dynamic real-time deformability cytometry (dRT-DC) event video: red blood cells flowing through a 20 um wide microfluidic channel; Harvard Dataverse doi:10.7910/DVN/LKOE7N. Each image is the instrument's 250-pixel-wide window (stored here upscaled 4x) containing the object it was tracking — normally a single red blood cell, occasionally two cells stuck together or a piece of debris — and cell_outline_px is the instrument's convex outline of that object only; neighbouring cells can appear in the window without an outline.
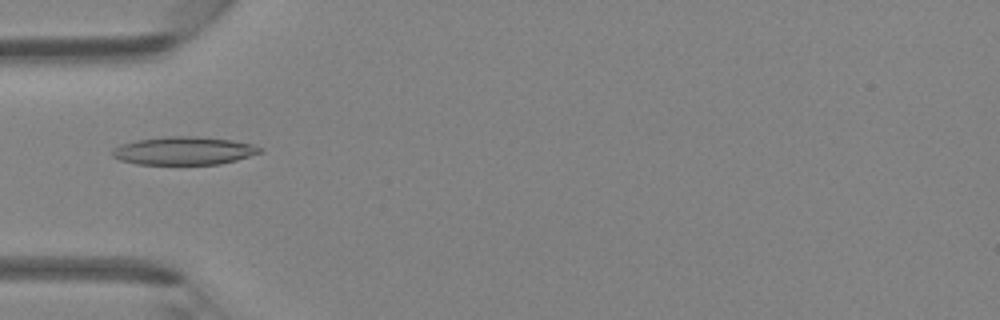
{"species": "Egyptian fruit bat (a non-hibernating species)", "species_latin": "Rousettus aegyptiacus", "temperature_condition": "room temperature", "stored_images_in_passage": 46, "camera_frame_rate_fps": 3000, "um_per_image_px": 0.085, "animal": {"sex": "female"}, "frame": {"image": 1, "passage_image": 15, "time_ms": 4.667, "image_size_px": [1000, 320], "cell_outline_px": [[264, 152], [236, 160], [220, 164], [136, 164], [120, 160], [112, 156], [112, 148], [120, 144], [136, 140], [168, 136], [192, 136], [232, 140], [252, 144], [264, 148]], "centroid_in_image_um": [15.64, 12.81], "position_along_channel_um": 69.4, "area_um2": 24.28}}
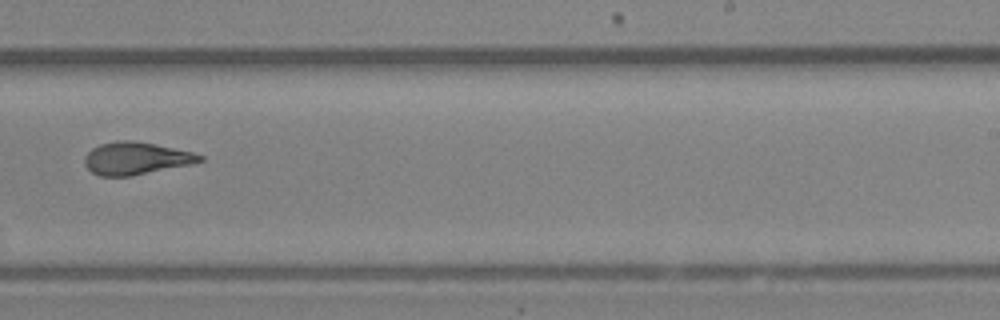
{"frame": {"image": 2, "passage_image": 29, "time_ms": 9.333, "image_size_px": [1000, 320], "cell_outline_px": [[204, 160], [188, 164], [132, 176], [100, 176], [92, 172], [84, 164], [84, 156], [92, 148], [100, 144], [116, 140], [132, 140], [192, 152], [204, 156]], "centroid_in_image_um": [11.5, 13.46], "position_along_channel_um": 277.5, "area_um2": 21.5}}
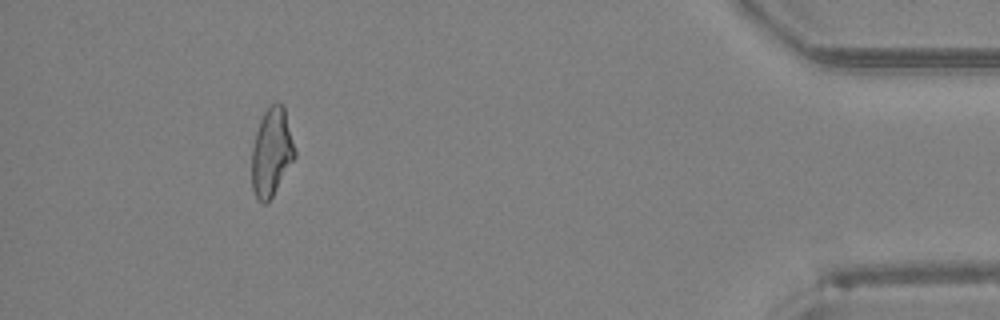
{"frame": {"image": 3, "passage_image": 42, "time_ms": 13.667, "image_size_px": [1000, 320], "cell_outline_px": [[296, 156], [272, 196], [264, 204], [260, 204], [256, 200], [252, 188], [252, 148], [256, 132], [260, 120], [264, 112], [272, 104], [280, 100], [284, 104], [296, 152]], "centroid_in_image_um": [23.08, 12.92], "position_along_channel_um": 412.1, "area_um2": 22.2}}